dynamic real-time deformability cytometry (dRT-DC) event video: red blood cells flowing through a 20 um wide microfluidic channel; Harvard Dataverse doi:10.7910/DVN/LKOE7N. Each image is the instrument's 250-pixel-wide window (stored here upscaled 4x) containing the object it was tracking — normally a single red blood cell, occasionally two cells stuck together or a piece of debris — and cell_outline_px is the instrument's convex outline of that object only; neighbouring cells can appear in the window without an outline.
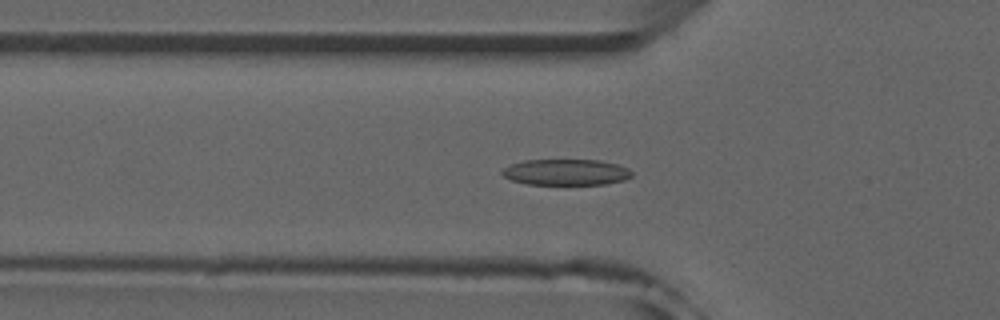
{"species": "common noctule bat (a hibernating species)", "species_latin": "Nyctalus noctula", "temperature_condition": "room temperature", "stored_images_in_passage": 36, "camera_frame_rate_fps": 3000, "um_per_image_px": 0.085, "animal": {"sex": "male", "forearm_length_mm": 52.5}, "frame": {"image": 1, "passage_image": 2, "time_ms": 0.333, "image_size_px": [1000, 320], "cell_outline_px": [[632, 176], [624, 180], [604, 184], [528, 184], [512, 180], [504, 176], [500, 172], [504, 168], [512, 164], [524, 160], [600, 160], [616, 164], [628, 168], [632, 172]], "centroid_in_image_um": [48.12, 14.63], "position_along_channel_um": 77.7, "area_um2": 19.54}}
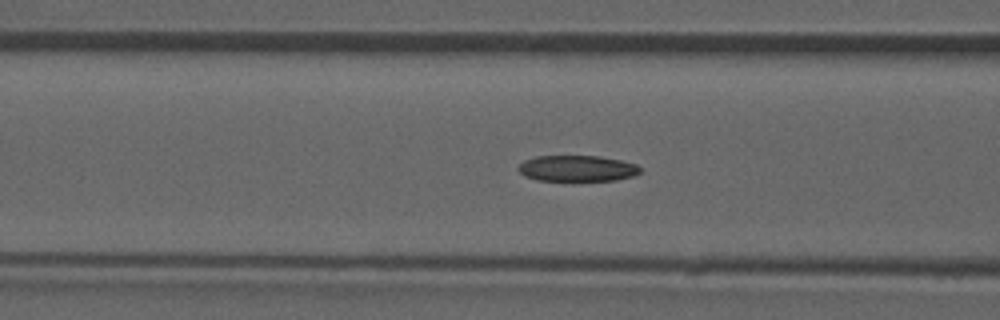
{"frame": {"image": 2, "passage_image": 5, "time_ms": 1.333, "image_size_px": [1000, 320], "cell_outline_px": [[640, 172], [632, 176], [616, 180], [536, 180], [524, 176], [516, 168], [524, 160], [536, 156], [600, 156], [620, 160], [636, 164], [640, 168]], "centroid_in_image_um": [49.02, 14.31], "position_along_channel_um": 117.6, "area_um2": 18.38}}
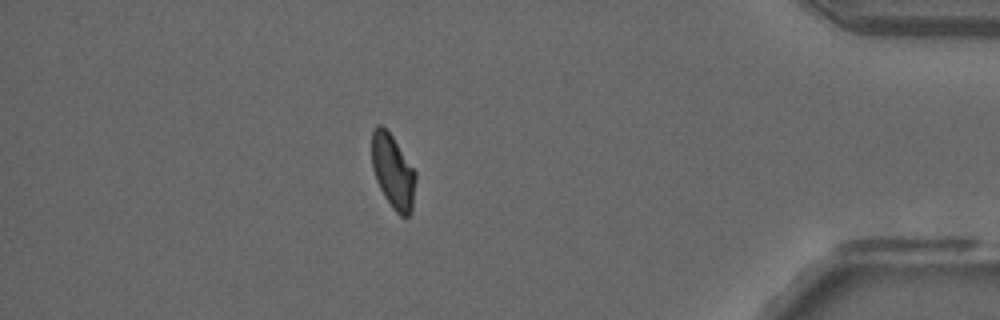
{"frame": {"image": 3, "passage_image": 30, "time_ms": 9.667, "image_size_px": [1000, 320], "cell_outline_px": [[416, 180], [412, 212], [408, 216], [400, 216], [392, 208], [384, 196], [376, 180], [372, 168], [372, 132], [376, 124], [380, 124], [392, 136], [416, 172]], "centroid_in_image_um": [33.4, 14.6], "position_along_channel_um": 401.8, "area_um2": 18.9}, "authors_computed_cell_mechanics": {"area_um2": 19.3341, "velocity_mm_per_s": 3.9322, "shape_relaxation_time_tau1_ms": 7.0351, "shape_relaxation_time_tau2_ms": 3.9453, "deformation_change_tau1": 0.1728, "deformation_change_tau2": 0.0932}}